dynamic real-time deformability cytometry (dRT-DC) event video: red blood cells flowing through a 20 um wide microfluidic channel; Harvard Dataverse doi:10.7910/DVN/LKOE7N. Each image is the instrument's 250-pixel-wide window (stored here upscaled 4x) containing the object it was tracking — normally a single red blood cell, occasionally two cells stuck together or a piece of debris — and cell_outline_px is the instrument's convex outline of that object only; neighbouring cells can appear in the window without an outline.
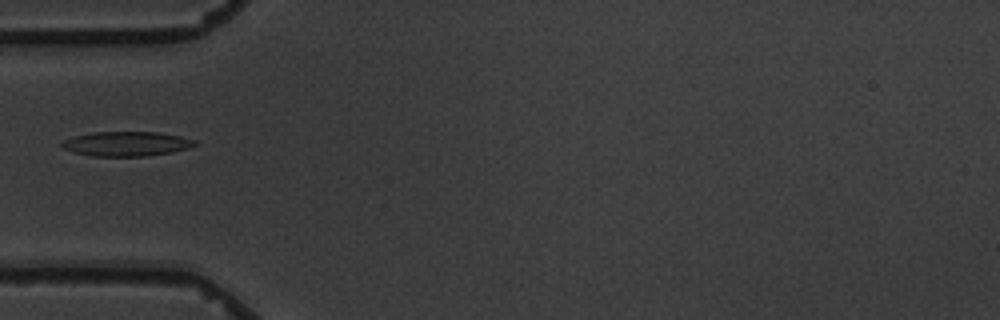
{"species": "common noctule bat (a hibernating species)", "species_latin": "Nyctalus noctula", "temperature_condition": "warm", "stored_images_in_passage": 5, "camera_frame_rate_fps": 3000, "um_per_image_px": 0.085, "animal": {"sex": "male", "body_mass_g": 19.5, "forearm_length_mm": 54.6}, "frame": {"image": 1, "passage_image": 5, "time_ms": 4.333, "image_size_px": [1000, 320], "cell_outline_px": [[200, 144], [188, 148], [172, 152], [148, 156], [92, 156], [76, 152], [64, 148], [60, 144], [64, 140], [76, 136], [92, 132], [156, 132], [180, 136], [196, 140]], "centroid_in_image_um": [10.81, 12.22], "position_along_channel_um": 74.2, "area_um2": 18.96}}